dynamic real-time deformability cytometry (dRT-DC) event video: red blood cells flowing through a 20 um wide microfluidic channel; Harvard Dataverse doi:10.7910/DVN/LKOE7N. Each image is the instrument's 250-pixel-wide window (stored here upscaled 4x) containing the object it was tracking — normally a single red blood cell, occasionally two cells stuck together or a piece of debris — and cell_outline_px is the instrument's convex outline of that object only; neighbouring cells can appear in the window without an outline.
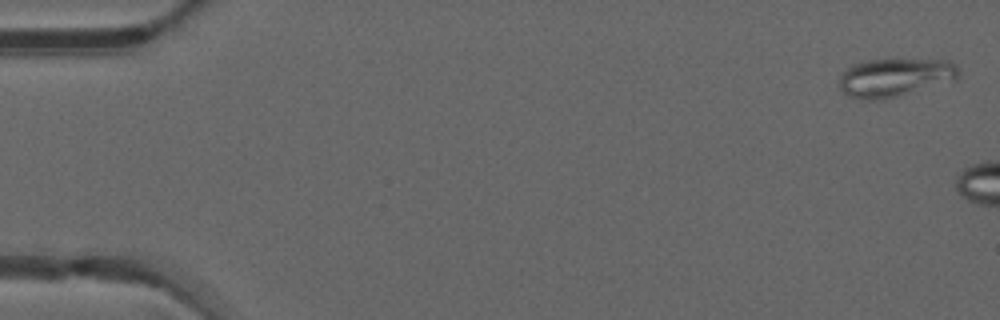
{"species": "common noctule bat (a hibernating species)", "species_latin": "Nyctalus noctula", "temperature_condition": "warm", "stored_images_in_passage": 6, "camera_frame_rate_fps": 3000, "um_per_image_px": 0.085, "animal": {"sex": "male", "forearm_length_mm": 52.5}, "frame": {"image": 1, "passage_image": 2, "time_ms": 0.333, "image_size_px": [1000, 320], "cell_outline_px": [[960, 76], [956, 80], [900, 96], [884, 100], [864, 100], [852, 96], [844, 92], [840, 88], [840, 72], [852, 64], [868, 60], [892, 56], [948, 60], [956, 64], [960, 68]], "centroid_in_image_um": [76.12, 6.52], "position_along_channel_um": 8.9, "area_um2": 28.09}}